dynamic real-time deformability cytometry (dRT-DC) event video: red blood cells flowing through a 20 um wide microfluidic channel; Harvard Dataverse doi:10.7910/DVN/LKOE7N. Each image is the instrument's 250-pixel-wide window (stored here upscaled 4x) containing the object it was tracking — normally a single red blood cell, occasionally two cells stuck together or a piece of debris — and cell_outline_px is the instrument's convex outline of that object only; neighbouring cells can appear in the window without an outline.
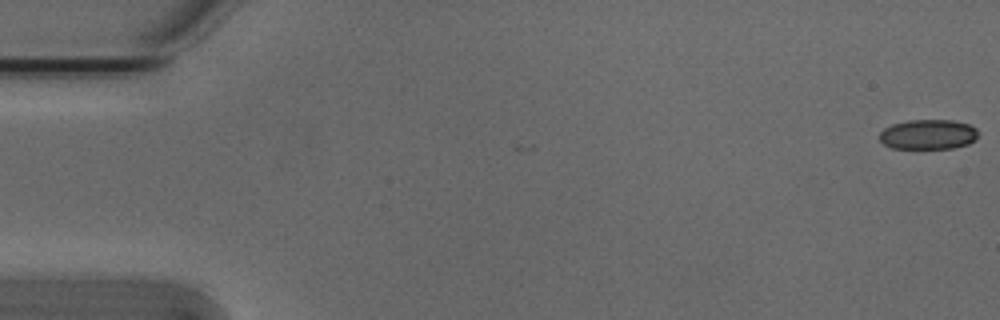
{"species": "Egyptian fruit bat (a non-hibernating species)", "species_latin": "Rousettus aegyptiacus", "temperature_condition": "cold", "stored_images_in_passage": 5, "camera_frame_rate_fps": 3000, "um_per_image_px": 0.085, "animal": {"sex": "male"}, "frame": {"image": 1, "passage_image": 1, "time_ms": 0.0, "image_size_px": [1000, 320], "cell_outline_px": [[980, 132], [976, 140], [968, 144], [952, 148], [892, 148], [884, 144], [880, 140], [880, 132], [884, 128], [892, 124], [908, 120], [952, 120], [968, 124], [976, 128]], "centroid_in_image_um": [78.92, 11.42], "position_along_channel_um": 6.1, "area_um2": 17.28}}